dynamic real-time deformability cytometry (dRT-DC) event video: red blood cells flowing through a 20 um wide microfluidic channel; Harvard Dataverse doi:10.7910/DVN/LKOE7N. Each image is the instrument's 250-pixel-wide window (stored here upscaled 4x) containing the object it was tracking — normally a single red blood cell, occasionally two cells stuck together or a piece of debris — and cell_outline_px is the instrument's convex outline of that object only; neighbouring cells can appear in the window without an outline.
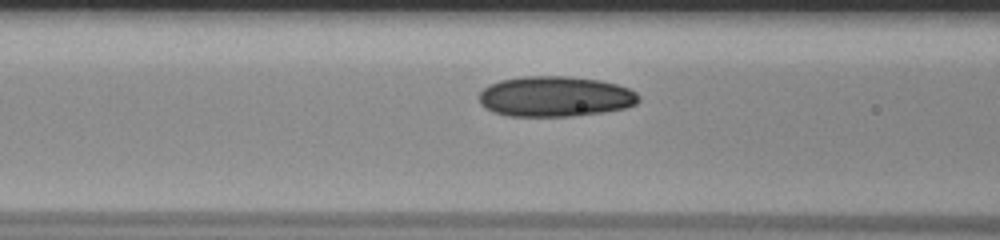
{"species": "human", "species_latin": "Homo sapiens", "temperature_condition": "room temperature", "stored_images_in_passage": 29, "camera_frame_rate_fps": 3000, "um_per_image_px": 0.085, "donor": {"sex": "male"}, "frame": {"image": 1, "passage_image": 7, "time_ms": 2.0, "image_size_px": [1000, 240], "cell_outline_px": [[640, 100], [636, 104], [624, 108], [604, 112], [576, 116], [508, 116], [492, 112], [484, 108], [480, 104], [480, 92], [488, 84], [500, 80], [524, 76], [568, 76], [600, 80], [616, 84], [628, 88], [636, 92], [640, 96]], "centroid_in_image_um": [47.18, 8.2], "position_along_channel_um": 119.4, "area_um2": 37.92}}
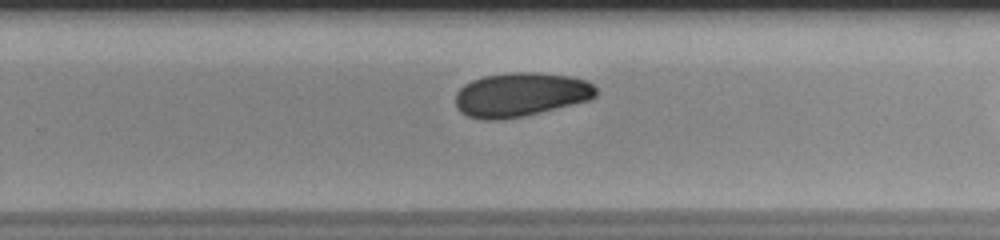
{"frame": {"image": 2, "passage_image": 20, "time_ms": 6.333, "image_size_px": [1000, 240], "cell_outline_px": [[596, 96], [588, 100], [524, 116], [500, 120], [480, 120], [468, 116], [460, 112], [456, 108], [456, 92], [464, 84], [472, 80], [484, 76], [512, 72], [536, 72], [568, 76], [584, 80], [592, 84], [596, 88]], "centroid_in_image_um": [44.2, 8.05], "position_along_channel_um": 285.6, "area_um2": 36.01}}
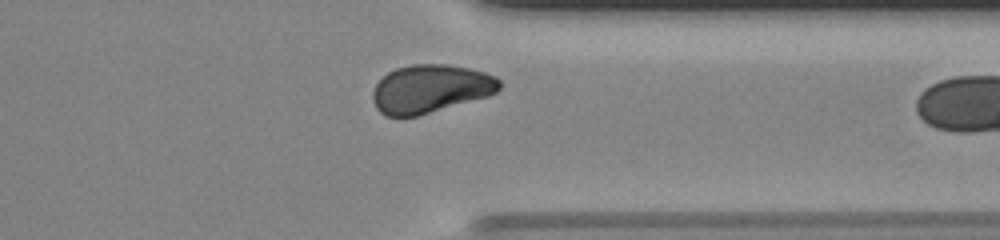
{"frame": {"image": 3, "passage_image": 27, "time_ms": 8.667, "image_size_px": [1000, 240], "cell_outline_px": [[500, 88], [496, 92], [488, 96], [416, 116], [384, 116], [376, 108], [372, 100], [372, 92], [376, 84], [388, 72], [396, 68], [412, 64], [448, 64], [468, 68], [484, 72], [496, 76], [500, 80]], "centroid_in_image_um": [36.57, 7.54], "position_along_channel_um": 374.8, "area_um2": 35.55}}